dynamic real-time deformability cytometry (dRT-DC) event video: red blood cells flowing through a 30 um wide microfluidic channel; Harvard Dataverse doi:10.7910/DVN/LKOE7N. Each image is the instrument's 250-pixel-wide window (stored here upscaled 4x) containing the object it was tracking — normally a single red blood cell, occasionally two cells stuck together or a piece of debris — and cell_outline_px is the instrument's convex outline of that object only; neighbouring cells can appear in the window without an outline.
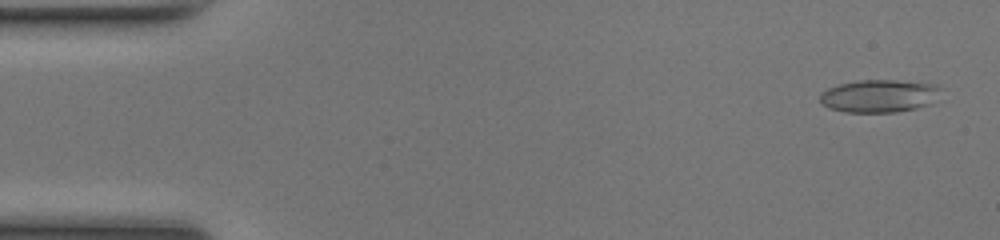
{"species": "common noctule bat (a hibernating species)", "species_latin": "Nyctalus noctula", "temperature_condition": "room temperature", "stored_images_in_passage": 49, "camera_frame_rate_fps": 3000, "um_per_image_px": 0.085, "animal": {"sex": "female", "body_mass_g": 17.0, "forearm_length_mm": 48.0}, "frame": {"image": 1, "passage_image": 2, "time_ms": 0.333, "image_size_px": [1000, 240], "cell_outline_px": [[944, 100], [932, 104], [916, 108], [896, 112], [844, 112], [828, 108], [820, 104], [820, 92], [828, 88], [840, 84], [860, 80], [896, 80], [936, 84], [944, 88]], "centroid_in_image_um": [74.86, 8.16], "position_along_channel_um": 10.1, "area_um2": 23.93}}
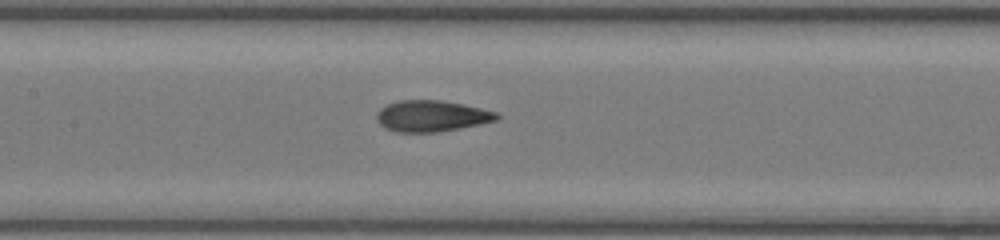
{"frame": {"image": 2, "passage_image": 23, "time_ms": 7.333, "image_size_px": [1000, 240], "cell_outline_px": [[500, 120], [460, 128], [436, 132], [396, 132], [384, 128], [376, 120], [376, 112], [380, 108], [388, 104], [400, 100], [440, 100], [480, 108], [496, 112], [500, 116]], "centroid_in_image_um": [36.66, 9.87], "position_along_channel_um": 170.7, "area_um2": 21.85}}
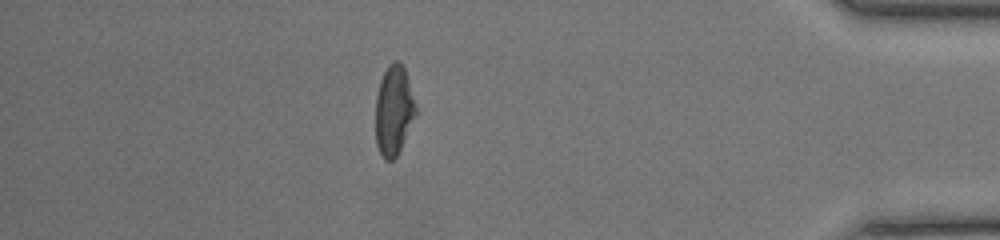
{"frame": {"image": 3, "passage_image": 43, "time_ms": 14.0, "image_size_px": [1000, 240], "cell_outline_px": [[416, 116], [396, 156], [392, 160], [384, 160], [376, 144], [376, 96], [380, 80], [388, 64], [396, 60], [404, 68], [408, 80], [416, 108]], "centroid_in_image_um": [33.46, 9.39], "position_along_channel_um": 401.7, "area_um2": 20.69}, "authors_computed_cell_mechanics": {"area_um2": 21.5594, "velocity_mm_per_s": 4.1721, "shape_relaxation_time_tau1_ms": null, "shape_relaxation_time_tau2_ms": 1.2763, "deformation_change_tau1": null, "deformation_change_tau2": 0.0878}}